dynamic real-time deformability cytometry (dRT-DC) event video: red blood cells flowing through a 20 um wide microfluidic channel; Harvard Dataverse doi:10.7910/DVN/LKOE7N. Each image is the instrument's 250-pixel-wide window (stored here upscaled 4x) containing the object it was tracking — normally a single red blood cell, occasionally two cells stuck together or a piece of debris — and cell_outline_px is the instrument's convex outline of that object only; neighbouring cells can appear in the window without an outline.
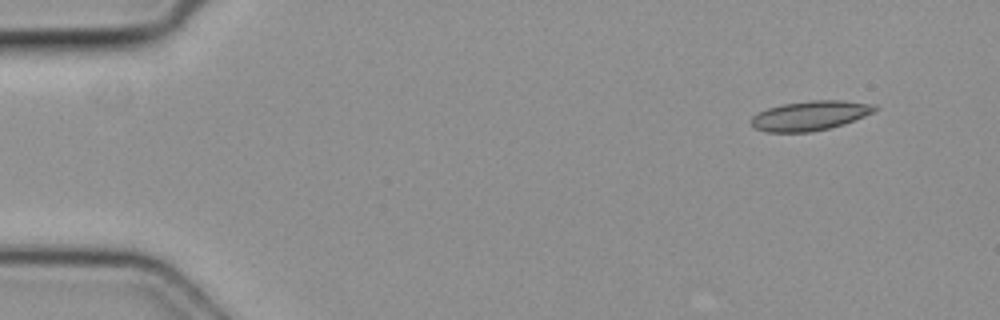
{"species": "common noctule bat (a hibernating species)", "species_latin": "Nyctalus noctula", "temperature_condition": "cold", "stored_images_in_passage": 3, "camera_frame_rate_fps": 3000, "um_per_image_px": 0.085, "animal": {"sex": "female", "body_mass_g": 19.3, "forearm_length_mm": 54.1}, "frame": {"image": 1, "passage_image": 1, "time_ms": 0.0, "image_size_px": [1000, 320], "cell_outline_px": [[880, 108], [864, 116], [844, 124], [812, 132], [764, 132], [756, 128], [752, 124], [752, 116], [768, 108], [784, 104], [816, 100], [844, 100], [872, 104]], "centroid_in_image_um": [68.88, 9.83], "position_along_channel_um": 16.1, "area_um2": 21.04}}
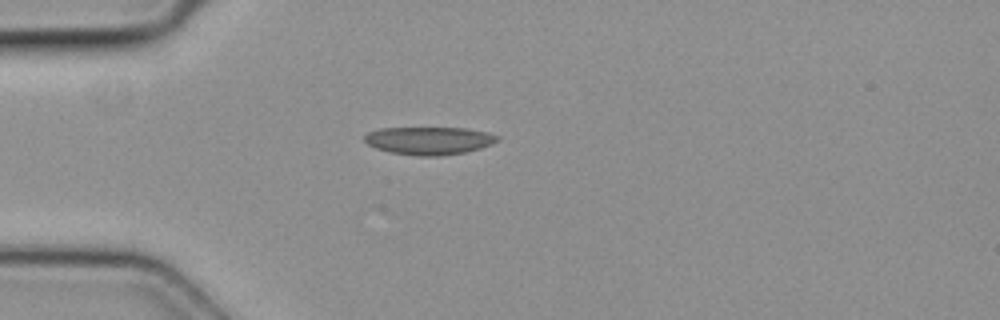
{"frame": {"image": 2, "passage_image": 3, "time_ms": 0.667, "image_size_px": [1000, 320], "cell_outline_px": [[500, 140], [492, 144], [480, 148], [464, 152], [440, 156], [416, 156], [392, 152], [376, 148], [368, 144], [364, 140], [364, 136], [368, 132], [380, 128], [468, 128], [488, 132], [500, 136]], "centroid_in_image_um": [36.51, 11.94], "position_along_channel_um": 48.5, "area_um2": 21.62}}